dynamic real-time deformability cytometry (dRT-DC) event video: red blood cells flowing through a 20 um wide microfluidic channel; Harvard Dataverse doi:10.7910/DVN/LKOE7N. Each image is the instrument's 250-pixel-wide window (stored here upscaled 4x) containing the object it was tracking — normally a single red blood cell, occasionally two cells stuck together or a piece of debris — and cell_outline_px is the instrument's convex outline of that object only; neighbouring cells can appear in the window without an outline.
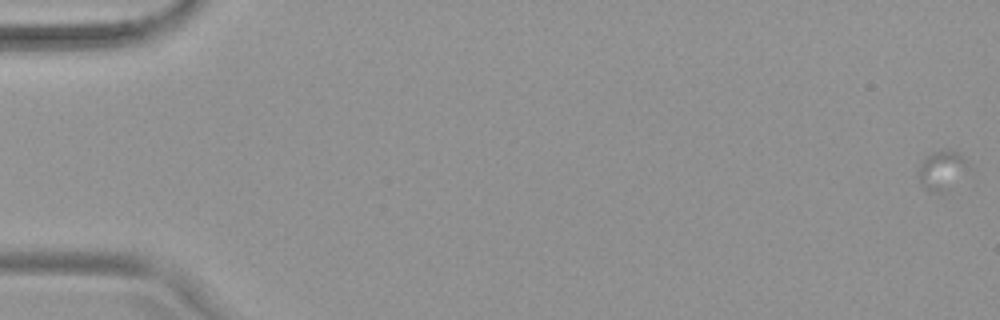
{"species": "common noctule bat (a hibernating species)", "species_latin": "Nyctalus noctula", "temperature_condition": "warm", "stored_images_in_passage": 28, "camera_frame_rate_fps": 3000, "um_per_image_px": 0.085, "animal": {"sex": "female", "body_mass_g": 19.9}, "frame": {"image": 1, "passage_image": 1, "time_ms": 0.0, "image_size_px": [1000, 320], "cell_outline_px": [[972, 168], [940, 192], [928, 192], [924, 188], [920, 180], [920, 164], [924, 156], [932, 152], [944, 148], [948, 148], [960, 152]], "centroid_in_image_um": [80.09, 14.38], "position_along_channel_um": 4.9, "area_um2": 11.39}}
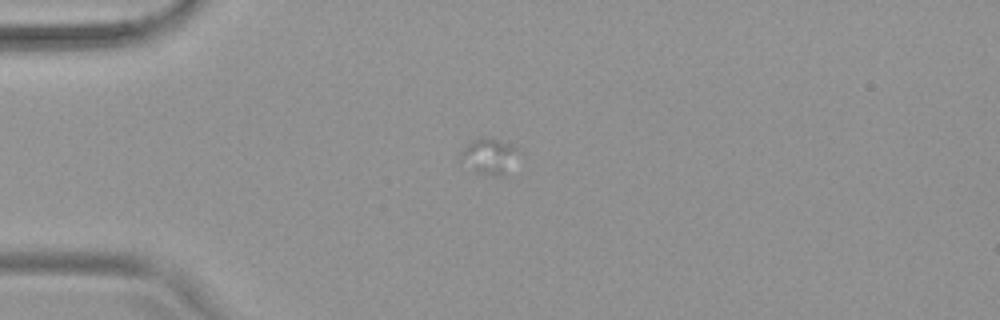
{"frame": {"image": 2, "passage_image": 16, "time_ms": 5.0, "image_size_px": [1000, 320], "cell_outline_px": [[524, 156], [500, 176], [496, 176], [476, 172], [460, 160], [460, 152], [476, 136], [492, 136], [524, 152]], "centroid_in_image_um": [41.66, 13.23], "position_along_channel_um": 43.3, "area_um2": 12.54}}